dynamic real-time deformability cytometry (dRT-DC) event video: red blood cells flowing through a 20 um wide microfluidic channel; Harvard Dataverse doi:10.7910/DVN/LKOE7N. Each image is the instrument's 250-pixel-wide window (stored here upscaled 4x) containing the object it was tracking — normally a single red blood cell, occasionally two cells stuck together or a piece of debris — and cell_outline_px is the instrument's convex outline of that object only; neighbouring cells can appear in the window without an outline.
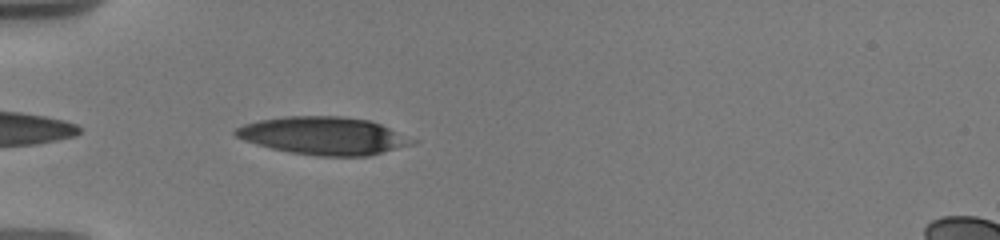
{"species": "human", "species_latin": "Homo sapiens", "temperature_condition": "warm", "stored_images_in_passage": 38, "camera_frame_rate_fps": 3000, "um_per_image_px": 0.085, "donor": {"sex": "male"}, "frame": {"image": 1, "passage_image": 2, "time_ms": 0.333, "image_size_px": [1000, 240], "cell_outline_px": [[420, 140], [412, 144], [368, 156], [316, 156], [288, 152], [256, 144], [244, 140], [236, 136], [232, 132], [236, 128], [244, 124], [260, 120], [284, 116], [344, 116], [368, 120], [380, 124]], "centroid_in_image_um": [27.52, 11.54], "position_along_channel_um": 57.5, "area_um2": 38.96}}
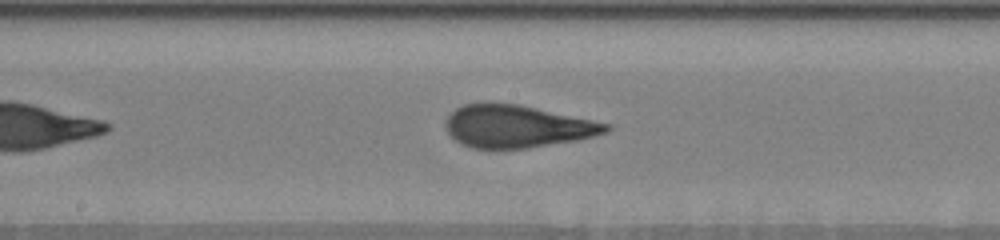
{"frame": {"image": 2, "passage_image": 15, "time_ms": 4.667, "image_size_px": [1000, 240], "cell_outline_px": [[612, 128], [608, 132], [576, 140], [528, 148], [472, 148], [460, 144], [448, 136], [444, 128], [444, 120], [456, 108], [464, 104], [480, 100], [492, 100], [516, 104], [612, 124]], "centroid_in_image_um": [43.85, 10.71], "position_along_channel_um": 204.3, "area_um2": 40.4}}
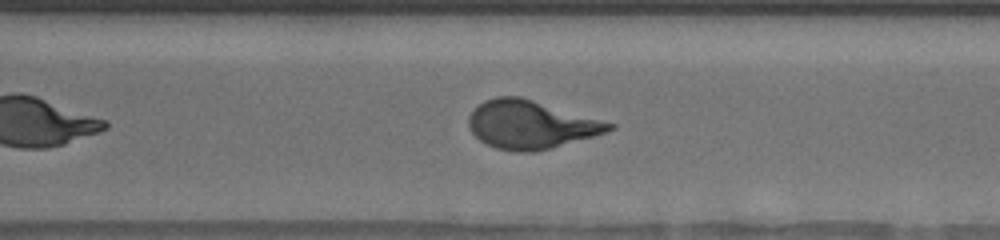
{"frame": {"image": 3, "passage_image": 25, "time_ms": 8.0, "image_size_px": [1000, 240], "cell_outline_px": [[616, 128], [608, 132], [548, 148], [532, 152], [516, 152], [496, 148], [480, 140], [472, 132], [468, 124], [468, 116], [484, 100], [496, 96], [520, 96], [616, 124]], "centroid_in_image_um": [45.11, 10.58], "position_along_channel_um": 325.5, "area_um2": 39.07}, "authors_computed_cell_mechanics": {"area_um2": 39.5063, "velocity_mm_per_s": 3.6564, "shape_relaxation_time_tau1_ms": 5.0434, "shape_relaxation_time_tau2_ms": 1.0384, "deformation_change_tau1": 0.2274, "deformation_change_tau2": 0.0966}}